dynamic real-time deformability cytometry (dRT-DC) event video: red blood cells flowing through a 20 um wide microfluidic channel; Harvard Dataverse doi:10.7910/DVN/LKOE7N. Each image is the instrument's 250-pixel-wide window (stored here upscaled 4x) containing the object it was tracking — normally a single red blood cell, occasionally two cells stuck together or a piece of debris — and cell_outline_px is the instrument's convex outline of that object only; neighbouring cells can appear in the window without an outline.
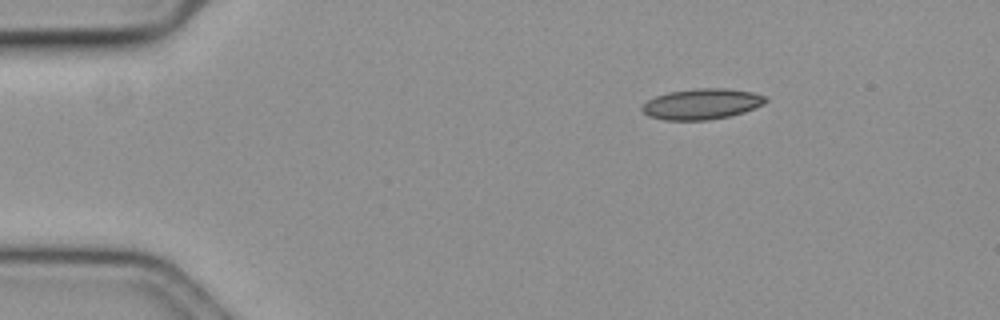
{"species": "common noctule bat (a hibernating species)", "species_latin": "Nyctalus noctula", "temperature_condition": "cold", "stored_images_in_passage": 49, "camera_frame_rate_fps": 3000, "um_per_image_px": 0.085, "animal": {"sex": "female", "body_mass_g": 19.3, "forearm_length_mm": 54.1}, "frame": {"image": 1, "passage_image": 1, "time_ms": 0.0, "image_size_px": [1000, 320], "cell_outline_px": [[768, 100], [764, 104], [744, 112], [732, 116], [708, 120], [664, 120], [648, 116], [640, 108], [648, 100], [656, 96], [668, 92], [696, 88], [728, 88], [752, 92], [768, 96]], "centroid_in_image_um": [59.69, 8.84], "position_along_channel_um": 25.3, "area_um2": 22.31}}
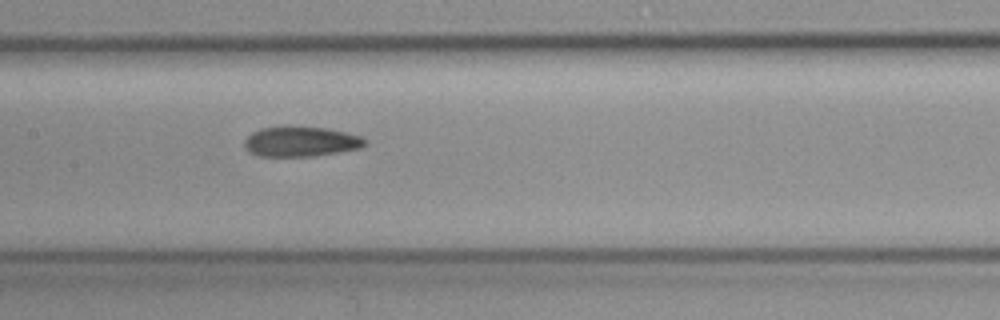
{"frame": {"image": 2, "passage_image": 20, "time_ms": 6.333, "image_size_px": [1000, 320], "cell_outline_px": [[368, 144], [360, 148], [312, 156], [260, 156], [248, 152], [244, 148], [244, 140], [252, 132], [260, 128], [288, 124], [324, 128], [344, 132], [360, 136], [368, 140]], "centroid_in_image_um": [25.53, 12.0], "position_along_channel_um": 181.9, "area_um2": 21.56}}
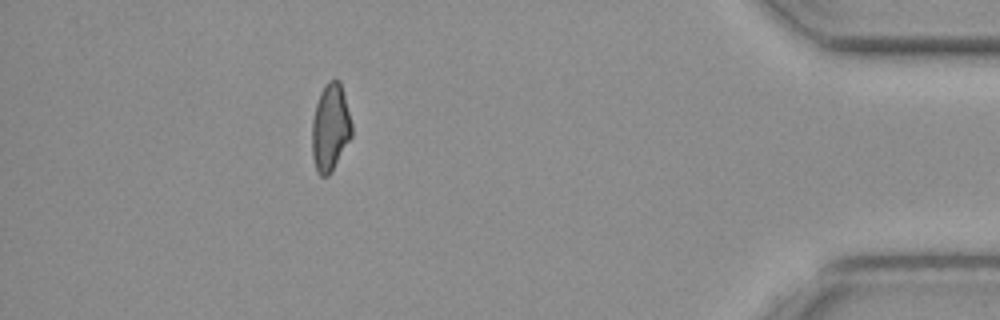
{"frame": {"image": 3, "passage_image": 43, "time_ms": 14.0, "image_size_px": [1000, 320], "cell_outline_px": [[352, 136], [328, 176], [320, 176], [316, 172], [312, 156], [312, 120], [316, 104], [320, 92], [328, 80], [340, 80], [352, 124]], "centroid_in_image_um": [28.06, 10.84], "position_along_channel_um": 407.1, "area_um2": 20.17}, "authors_computed_cell_mechanics": {"area_um2": 20.808, "velocity_mm_per_s": 3.6414, "shape_relaxation_time_tau1_ms": null, "shape_relaxation_time_tau2_ms": 5.0107, "deformation_change_tau1": null, "deformation_change_tau2": 0.1276}}